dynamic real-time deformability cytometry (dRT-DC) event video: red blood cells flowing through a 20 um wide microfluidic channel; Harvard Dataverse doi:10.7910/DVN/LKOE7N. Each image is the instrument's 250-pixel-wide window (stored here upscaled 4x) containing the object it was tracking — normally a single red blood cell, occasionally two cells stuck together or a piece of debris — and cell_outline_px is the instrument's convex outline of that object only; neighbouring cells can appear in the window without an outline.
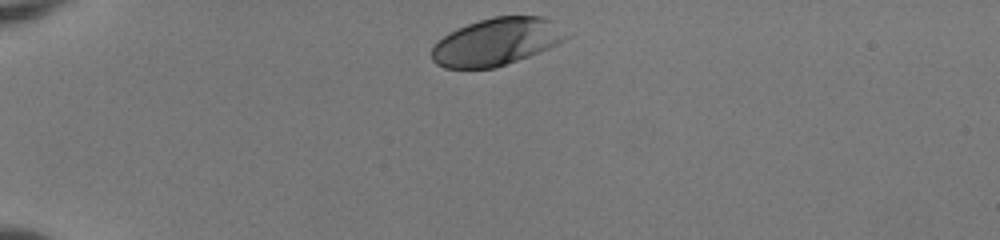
{"species": "human", "species_latin": "Homo sapiens", "temperature_condition": "room temperature", "stored_images_in_passage": 34, "camera_frame_rate_fps": 3000, "um_per_image_px": 0.085, "donor": {"sex": "female"}, "frame": {"image": 1, "passage_image": 1, "time_ms": 0.0, "image_size_px": [1000, 240], "cell_outline_px": [[568, 36], [564, 40], [540, 52], [496, 68], [444, 68], [436, 64], [432, 60], [432, 48], [444, 36], [468, 24], [480, 20], [496, 16], [544, 16], [552, 20]], "centroid_in_image_um": [42.2, 3.56], "position_along_channel_um": 42.8, "area_um2": 36.65}}
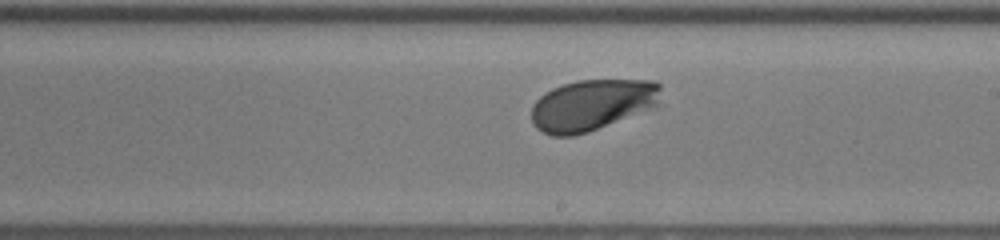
{"frame": {"image": 2, "passage_image": 20, "time_ms": 6.333, "image_size_px": [1000, 240], "cell_outline_px": [[660, 88], [656, 108], [588, 132], [572, 136], [552, 136], [536, 128], [532, 124], [532, 104], [544, 92], [552, 88], [576, 80], [656, 80], [660, 84]], "centroid_in_image_um": [50.33, 8.92], "position_along_channel_um": 238.7, "area_um2": 38.96}}
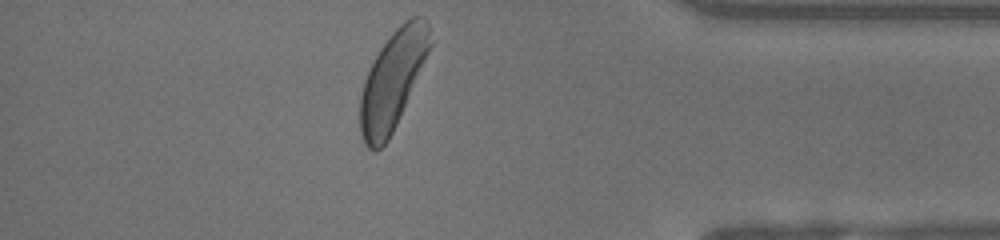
{"frame": {"image": 3, "passage_image": 34, "time_ms": 11.0, "image_size_px": [1000, 240], "cell_outline_px": [[436, 40], [396, 124], [388, 140], [376, 152], [372, 152], [364, 144], [360, 136], [360, 96], [364, 80], [380, 48], [392, 32], [400, 24], [412, 16], [424, 16]], "centroid_in_image_um": [33.42, 6.78], "position_along_channel_um": 401.8, "area_um2": 40.4}, "authors_computed_cell_mechanics": {"area_um2": 38.3214, "velocity_mm_per_s": 3.9401, "shape_relaxation_time_tau1_ms": 1.2944, "shape_relaxation_time_tau2_ms": null, "deformation_change_tau1": 0.0949, "deformation_change_tau2": null}}